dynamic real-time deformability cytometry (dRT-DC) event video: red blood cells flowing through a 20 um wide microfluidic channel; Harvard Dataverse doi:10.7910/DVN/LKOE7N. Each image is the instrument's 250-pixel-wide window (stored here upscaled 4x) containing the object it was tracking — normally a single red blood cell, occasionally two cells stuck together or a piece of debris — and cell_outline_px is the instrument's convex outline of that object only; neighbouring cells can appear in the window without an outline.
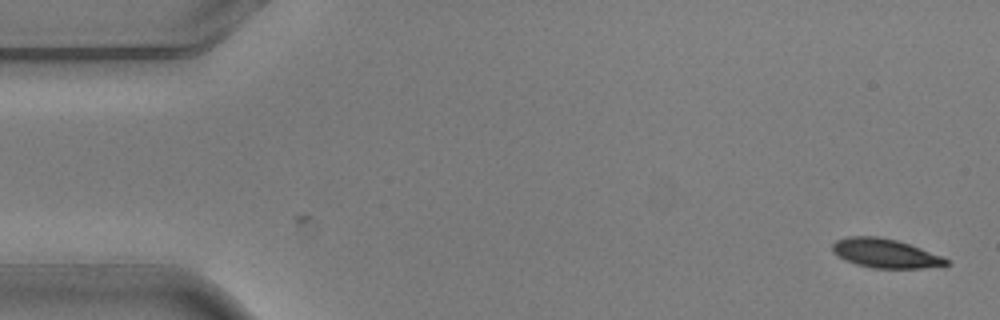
{"species": "common noctule bat (a hibernating species)", "species_latin": "Nyctalus noctula", "temperature_condition": "warm", "stored_images_in_passage": 4, "camera_frame_rate_fps": 3000, "um_per_image_px": 0.085, "animal": {"sex": "male", "body_mass_g": 20.5, "forearm_length_mm": 52.5}, "frame": {"image": 1, "passage_image": 1, "time_ms": 0.0, "image_size_px": [1000, 320], "cell_outline_px": [[952, 264], [924, 268], [872, 268], [856, 264], [844, 260], [832, 252], [832, 244], [836, 240], [848, 236], [880, 236], [896, 240], [920, 248], [940, 256], [948, 260]], "centroid_in_image_um": [75.2, 21.53], "position_along_channel_um": 9.8, "area_um2": 19.25}}